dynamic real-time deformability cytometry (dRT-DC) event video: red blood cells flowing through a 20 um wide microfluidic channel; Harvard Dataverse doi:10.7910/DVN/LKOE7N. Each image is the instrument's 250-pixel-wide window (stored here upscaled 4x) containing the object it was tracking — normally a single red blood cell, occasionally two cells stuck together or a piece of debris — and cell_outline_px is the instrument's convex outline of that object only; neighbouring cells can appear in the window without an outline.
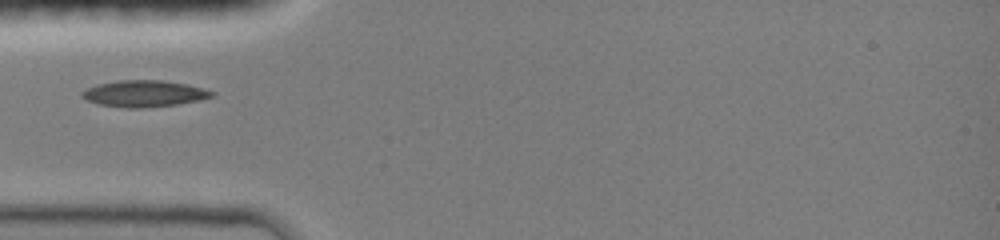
{"species": "common noctule bat (a hibernating species)", "species_latin": "Nyctalus noctula", "temperature_condition": "room temperature", "stored_images_in_passage": 31, "camera_frame_rate_fps": 3000, "um_per_image_px": 0.085, "animal": {"sex": "female", "body_mass_g": 19.0, "forearm_length_mm": 51.5}, "frame": {"image": 1, "passage_image": 1, "time_ms": 0.0, "image_size_px": [1000, 240], "cell_outline_px": [[216, 92], [212, 96], [200, 100], [176, 104], [136, 108], [128, 108], [100, 104], [88, 100], [80, 96], [80, 92], [96, 84], [116, 80], [160, 80], [188, 84]], "centroid_in_image_um": [12.23, 7.94], "position_along_channel_um": 72.8, "area_um2": 19.88}}
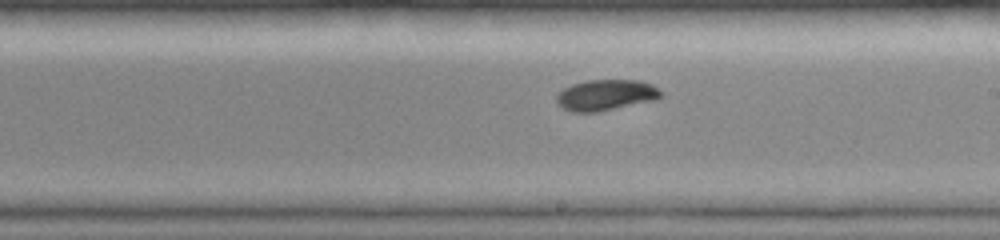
{"frame": {"image": 2, "passage_image": 13, "time_ms": 4.0, "image_size_px": [1000, 240], "cell_outline_px": [[664, 96], [656, 100], [596, 112], [572, 112], [556, 104], [556, 96], [564, 88], [572, 84], [588, 80], [636, 80], [652, 84], [664, 92]], "centroid_in_image_um": [51.53, 8.08], "position_along_channel_um": 237.5, "area_um2": 18.9}}
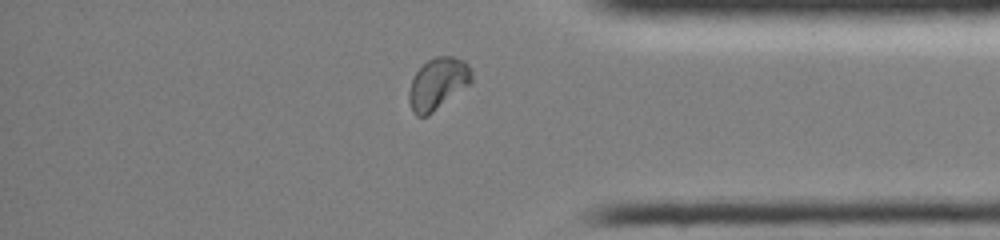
{"frame": {"image": 3, "passage_image": 26, "time_ms": 8.0, "image_size_px": [1000, 240], "cell_outline_px": [[472, 84], [428, 116], [416, 116], [412, 112], [408, 100], [408, 92], [412, 80], [416, 72], [428, 60], [436, 56], [452, 56], [464, 60], [472, 68]], "centroid_in_image_um": [37.24, 7.13], "position_along_channel_um": 398.0, "area_um2": 19.25}}